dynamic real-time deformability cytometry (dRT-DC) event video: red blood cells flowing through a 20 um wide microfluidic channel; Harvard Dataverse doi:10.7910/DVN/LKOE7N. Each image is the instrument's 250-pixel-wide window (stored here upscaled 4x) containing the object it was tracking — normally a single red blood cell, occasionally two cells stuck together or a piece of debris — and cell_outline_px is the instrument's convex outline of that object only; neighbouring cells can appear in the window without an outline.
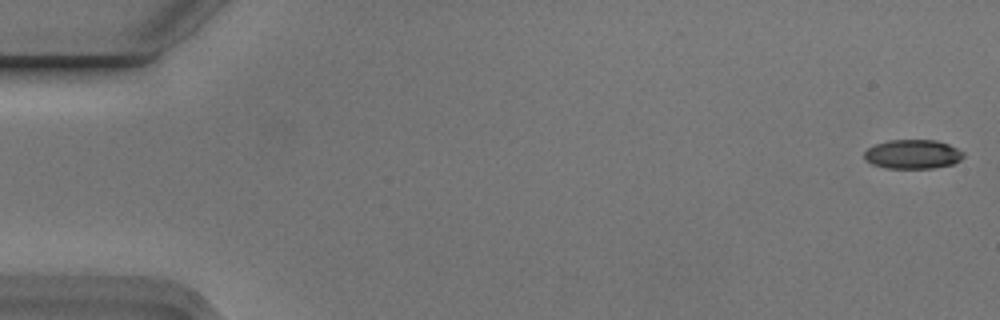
{"species": "Egyptian fruit bat (a non-hibernating species)", "species_latin": "Rousettus aegyptiacus", "temperature_condition": "cold", "stored_images_in_passage": 6, "camera_frame_rate_fps": 3000, "um_per_image_px": 0.085, "animal": {"sex": "male"}, "frame": {"image": 1, "passage_image": 1, "time_ms": 0.0, "image_size_px": [1000, 320], "cell_outline_px": [[964, 156], [960, 160], [952, 164], [932, 168], [888, 168], [872, 164], [864, 160], [864, 152], [868, 148], [876, 144], [888, 140], [936, 140], [948, 144], [964, 152]], "centroid_in_image_um": [77.57, 13.1], "position_along_channel_um": 7.4, "area_um2": 16.82}}
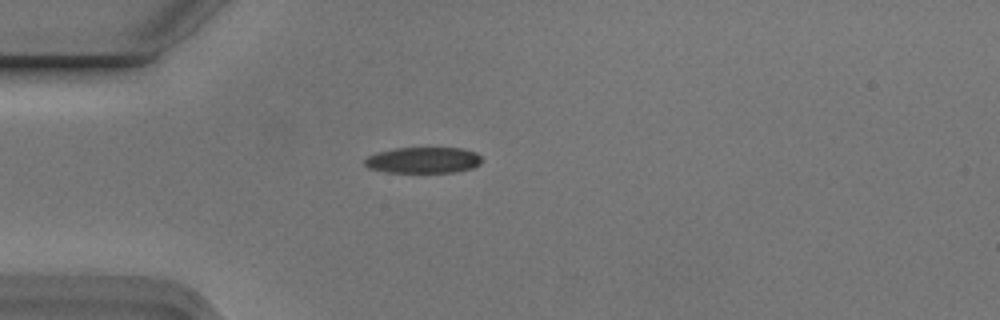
{"frame": {"image": 2, "passage_image": 5, "time_ms": 1.333, "image_size_px": [1000, 320], "cell_outline_px": [[480, 164], [472, 168], [456, 172], [388, 172], [368, 168], [364, 164], [364, 160], [368, 156], [376, 152], [396, 148], [460, 148], [476, 152], [480, 156]], "centroid_in_image_um": [35.96, 13.61], "position_along_channel_um": 49.0, "area_um2": 17.74}}